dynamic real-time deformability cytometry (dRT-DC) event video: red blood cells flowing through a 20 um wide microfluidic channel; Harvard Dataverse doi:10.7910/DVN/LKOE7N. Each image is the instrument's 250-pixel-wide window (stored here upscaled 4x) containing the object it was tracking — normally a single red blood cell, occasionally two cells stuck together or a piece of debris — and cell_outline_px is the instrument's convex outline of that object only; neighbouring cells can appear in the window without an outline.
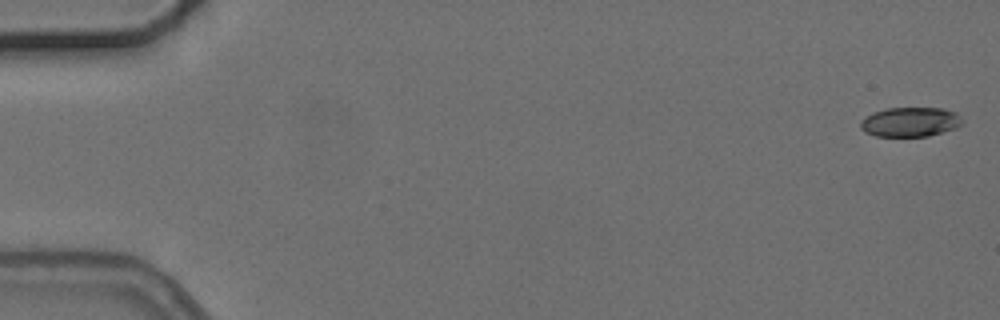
{"species": "common noctule bat (a hibernating species)", "species_latin": "Nyctalus noctula", "temperature_condition": "cold", "stored_images_in_passage": 6, "camera_frame_rate_fps": 3000, "um_per_image_px": 0.085, "animal": {"sex": "female", "body_mass_g": 24.6, "forearm_length_mm": 56.2}, "frame": {"image": 1, "passage_image": 1, "time_ms": 0.0, "image_size_px": [1000, 320], "cell_outline_px": [[964, 120], [956, 128], [928, 136], [876, 136], [864, 132], [860, 128], [860, 120], [876, 112], [888, 108], [944, 108], [956, 112]], "centroid_in_image_um": [77.39, 10.37], "position_along_channel_um": 7.6, "area_um2": 17.46}}